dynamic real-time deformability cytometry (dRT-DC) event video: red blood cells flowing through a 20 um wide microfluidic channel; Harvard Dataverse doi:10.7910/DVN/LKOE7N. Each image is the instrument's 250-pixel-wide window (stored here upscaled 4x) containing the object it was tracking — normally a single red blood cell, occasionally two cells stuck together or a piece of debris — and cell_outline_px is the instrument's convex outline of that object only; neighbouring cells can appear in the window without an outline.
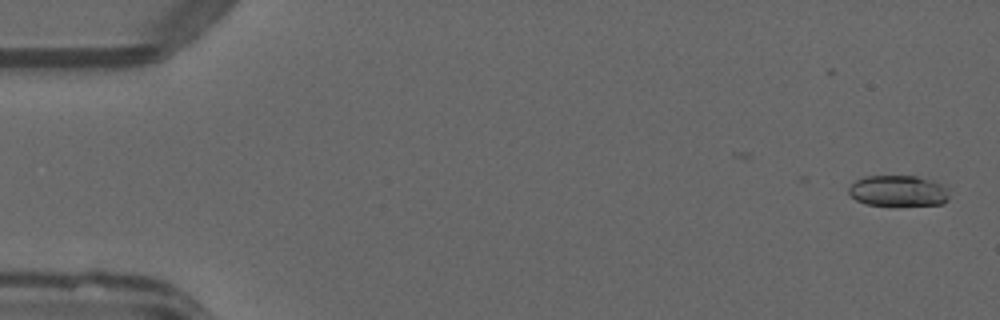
{"species": "common noctule bat (a hibernating species)", "species_latin": "Nyctalus noctula", "temperature_condition": "warm", "stored_images_in_passage": 15, "camera_frame_rate_fps": 3000, "um_per_image_px": 0.085, "animal": {"sex": "male", "forearm_length_mm": 52.5}, "frame": {"image": 1, "passage_image": 2, "time_ms": 0.333, "image_size_px": [1000, 320], "cell_outline_px": [[948, 200], [940, 204], [868, 204], [856, 200], [848, 192], [848, 188], [856, 180], [864, 176], [916, 176], [932, 180], [948, 188]], "centroid_in_image_um": [76.34, 16.2], "position_along_channel_um": 8.7, "area_um2": 17.74}}
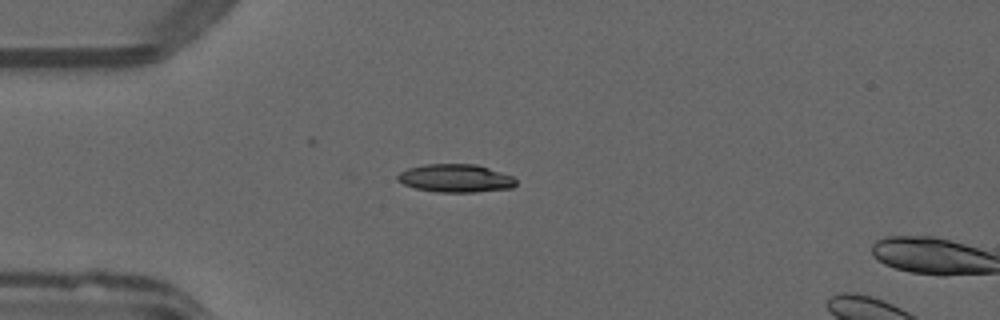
{"frame": {"image": 2, "passage_image": 14, "time_ms": 4.333, "image_size_px": [1000, 320], "cell_outline_px": [[516, 184], [512, 188], [476, 192], [436, 192], [416, 188], [404, 184], [396, 180], [396, 176], [400, 172], [408, 168], [424, 164], [476, 164], [512, 176], [516, 180]], "centroid_in_image_um": [38.7, 15.15], "position_along_channel_um": 46.3, "area_um2": 19.36}}